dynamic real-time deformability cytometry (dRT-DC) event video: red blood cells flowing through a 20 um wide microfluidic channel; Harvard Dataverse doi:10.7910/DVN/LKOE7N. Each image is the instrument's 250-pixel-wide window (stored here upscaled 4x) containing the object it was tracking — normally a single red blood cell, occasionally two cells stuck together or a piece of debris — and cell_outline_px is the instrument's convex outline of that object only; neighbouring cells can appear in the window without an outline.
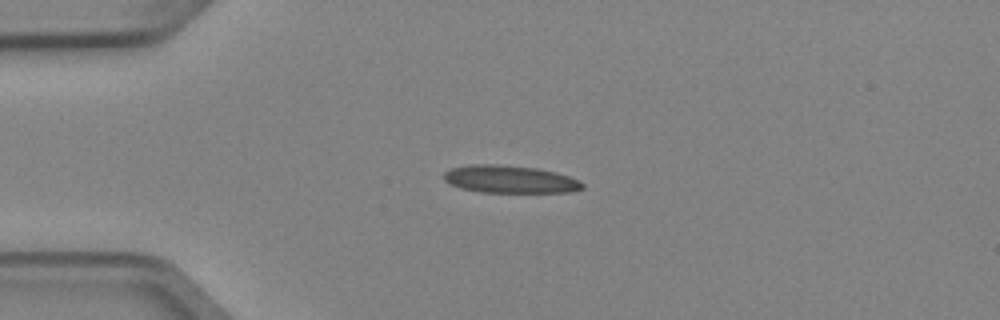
{"species": "Egyptian fruit bat (a non-hibernating species)", "species_latin": "Rousettus aegyptiacus", "temperature_condition": "cold", "stored_images_in_passage": 5, "camera_frame_rate_fps": 3000, "um_per_image_px": 0.085, "animal": {"sex": "female"}, "frame": {"image": 1, "passage_image": 3, "time_ms": 0.667, "image_size_px": [1000, 320], "cell_outline_px": [[584, 188], [568, 192], [480, 192], [460, 188], [444, 180], [444, 172], [452, 168], [472, 164], [492, 164], [536, 168], [556, 172], [568, 176], [584, 184]], "centroid_in_image_um": [43.32, 15.24], "position_along_channel_um": 41.7, "area_um2": 22.02}}
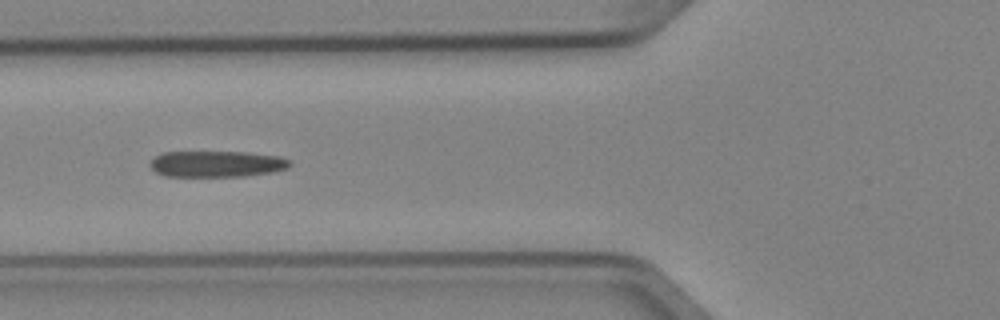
{"frame": {"image": 2, "passage_image": 5, "time_ms": 1.333, "image_size_px": [1000, 320], "cell_outline_px": [[292, 164], [288, 168], [272, 172], [244, 176], [164, 176], [156, 172], [148, 164], [156, 156], [164, 152], [244, 152], [280, 156], [292, 160]], "centroid_in_image_um": [18.45, 13.93], "position_along_channel_um": 107.3, "area_um2": 21.39}}